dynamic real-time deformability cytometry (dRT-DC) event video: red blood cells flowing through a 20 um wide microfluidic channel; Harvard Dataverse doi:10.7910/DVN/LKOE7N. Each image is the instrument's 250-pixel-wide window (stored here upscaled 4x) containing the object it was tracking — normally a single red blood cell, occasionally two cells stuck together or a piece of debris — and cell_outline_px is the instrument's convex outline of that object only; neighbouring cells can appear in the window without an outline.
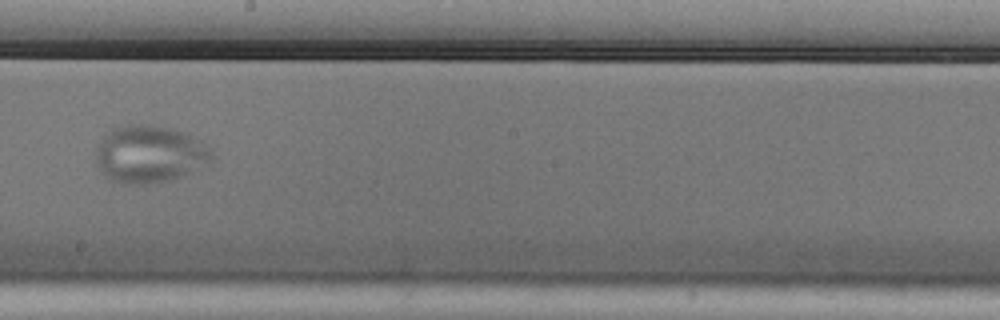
{"species": "Egyptian fruit bat (a non-hibernating species)", "species_latin": "Rousettus aegyptiacus", "temperature_condition": "cold", "stored_images_in_passage": 11, "camera_frame_rate_fps": 3000, "um_per_image_px": 0.085, "animal": {"sex": "male"}, "frame": {"image": 1, "passage_image": 9, "time_ms": 2.667, "image_size_px": [1000, 320], "cell_outline_px": [[212, 156], [208, 160], [188, 172], [180, 176], [168, 180], [144, 184], [124, 184], [112, 180], [100, 172], [96, 164], [96, 152], [104, 136], [112, 128], [120, 124], [156, 124], [188, 132], [212, 148]], "centroid_in_image_um": [12.68, 13.06], "position_along_channel_um": 235.5, "area_um2": 38.73}}